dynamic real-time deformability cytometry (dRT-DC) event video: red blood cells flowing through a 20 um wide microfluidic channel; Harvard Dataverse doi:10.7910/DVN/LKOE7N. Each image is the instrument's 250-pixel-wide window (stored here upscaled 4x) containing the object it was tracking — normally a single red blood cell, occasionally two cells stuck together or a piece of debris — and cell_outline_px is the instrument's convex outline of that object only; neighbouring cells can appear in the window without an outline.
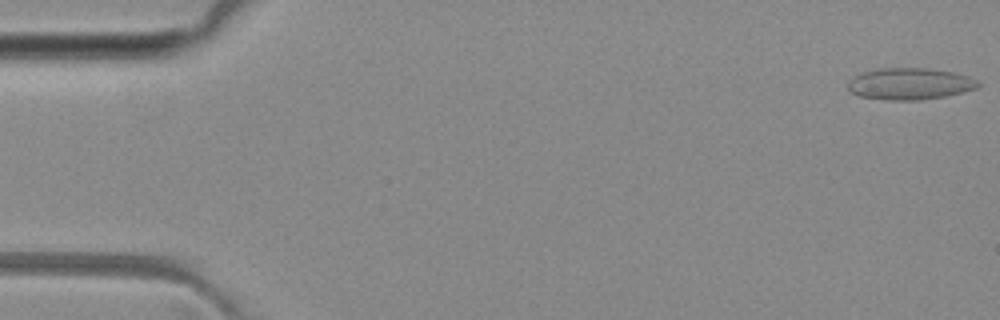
{"species": "common noctule bat (a hibernating species)", "species_latin": "Nyctalus noctula", "temperature_condition": "room temperature", "stored_images_in_passage": 4, "camera_frame_rate_fps": 3000, "um_per_image_px": 0.085, "animal": {"sex": "female", "body_mass_g": 29.2, "forearm_length_mm": 56.3}, "frame": {"image": 1, "passage_image": 1, "time_ms": 0.0, "image_size_px": [1000, 320], "cell_outline_px": [[980, 84], [976, 88], [964, 92], [948, 96], [920, 100], [888, 100], [860, 96], [852, 92], [848, 88], [848, 80], [864, 72], [880, 68], [928, 68], [952, 72], [968, 76], [976, 80]], "centroid_in_image_um": [77.35, 7.13], "position_along_channel_um": 7.6, "area_um2": 23.93}}
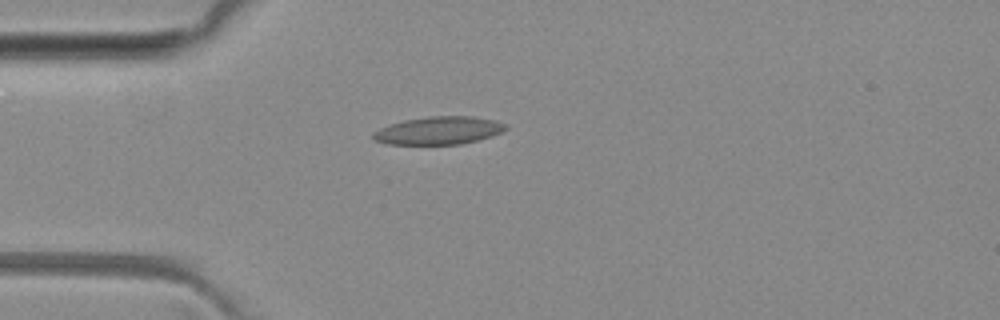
{"frame": {"image": 2, "passage_image": 4, "time_ms": 3.333, "image_size_px": [1000, 320], "cell_outline_px": [[508, 128], [492, 136], [460, 144], [388, 144], [376, 140], [372, 136], [372, 132], [380, 128], [404, 120], [428, 116], [476, 116], [496, 120], [508, 124]], "centroid_in_image_um": [37.33, 11.08], "position_along_channel_um": 47.7, "area_um2": 21.5}}